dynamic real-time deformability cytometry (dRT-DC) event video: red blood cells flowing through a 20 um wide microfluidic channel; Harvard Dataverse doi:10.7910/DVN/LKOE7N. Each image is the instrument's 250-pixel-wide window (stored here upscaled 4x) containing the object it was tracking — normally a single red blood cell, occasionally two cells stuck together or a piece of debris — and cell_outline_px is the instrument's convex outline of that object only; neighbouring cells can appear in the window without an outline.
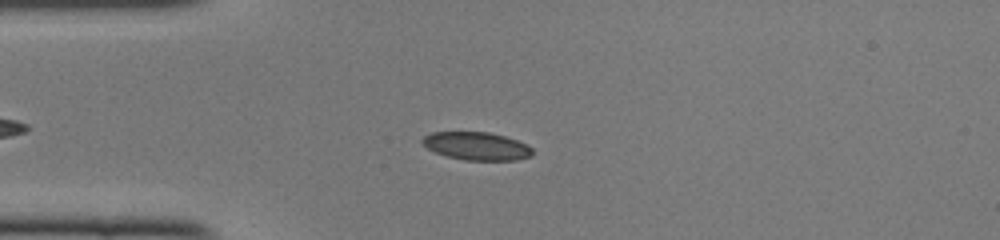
{"species": "common noctule bat (a hibernating species)", "species_latin": "Nyctalus noctula", "temperature_condition": "cold", "stored_images_in_passage": 46, "camera_frame_rate_fps": 3000, "um_per_image_px": 0.085, "animal": {"sex": "female", "body_mass_g": 22.0, "forearm_length_mm": 56.7}, "frame": {"image": 1, "passage_image": 13, "time_ms": 4.0, "image_size_px": [1000, 240], "cell_outline_px": [[532, 156], [516, 160], [464, 160], [448, 156], [436, 152], [428, 148], [420, 140], [424, 136], [432, 132], [488, 132], [504, 136], [528, 144], [532, 148]], "centroid_in_image_um": [40.53, 12.41], "position_along_channel_um": 44.5, "area_um2": 17.86}}
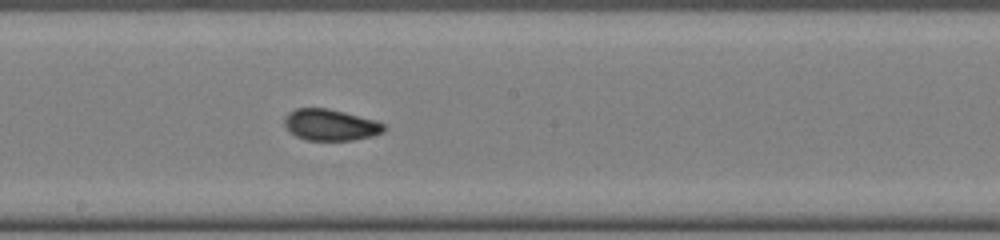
{"frame": {"image": 2, "passage_image": 27, "time_ms": 8.667, "image_size_px": [1000, 240], "cell_outline_px": [[388, 128], [384, 132], [372, 136], [352, 140], [304, 140], [288, 132], [284, 124], [284, 120], [288, 112], [296, 108], [324, 108], [376, 120], [384, 124]], "centroid_in_image_um": [28.07, 10.63], "position_along_channel_um": 220.1, "area_um2": 18.21}}
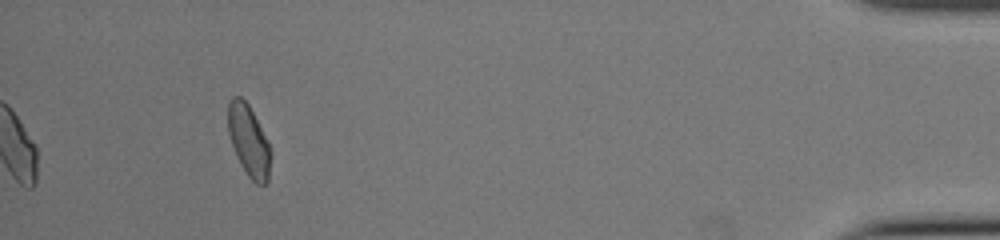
{"frame": {"image": 3, "passage_image": 46, "time_ms": 15.0, "image_size_px": [1000, 240], "cell_outline_px": [[268, 180], [264, 184], [256, 184], [248, 176], [232, 144], [228, 132], [228, 104], [232, 96], [240, 96], [248, 104], [268, 144]], "centroid_in_image_um": [21.09, 11.91], "position_along_channel_um": 414.1, "area_um2": 16.65}, "authors_computed_cell_mechanics": {"area_um2": 18.2359, "velocity_mm_per_s": 4.1067, "shape_relaxation_time_tau1_ms": 6.5051, "shape_relaxation_time_tau2_ms": 1.447, "deformation_change_tau1": 0.1277, "deformation_change_tau2": 0.0563}}